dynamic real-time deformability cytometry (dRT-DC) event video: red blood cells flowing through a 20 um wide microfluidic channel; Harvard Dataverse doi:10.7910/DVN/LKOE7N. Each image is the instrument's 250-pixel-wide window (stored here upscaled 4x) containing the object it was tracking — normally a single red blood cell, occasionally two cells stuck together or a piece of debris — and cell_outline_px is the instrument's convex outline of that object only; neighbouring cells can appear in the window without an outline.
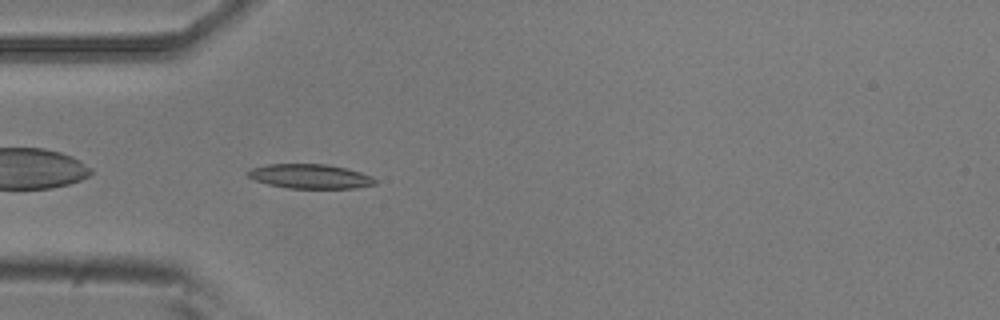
{"species": "common noctule bat (a hibernating species)", "species_latin": "Nyctalus noctula", "temperature_condition": "room temperature", "stored_images_in_passage": 40, "camera_frame_rate_fps": 3000, "um_per_image_px": 0.085, "animal": {"sex": "male", "body_mass_g": 20.5, "forearm_length_mm": 52.5}, "frame": {"image": 1, "passage_image": 2, "time_ms": 0.333, "image_size_px": [1000, 320], "cell_outline_px": [[376, 184], [356, 188], [288, 188], [268, 184], [256, 180], [248, 176], [244, 172], [252, 168], [268, 164], [324, 164], [348, 168], [372, 176], [376, 180]], "centroid_in_image_um": [26.37, 14.98], "position_along_channel_um": 58.6, "area_um2": 18.09}}
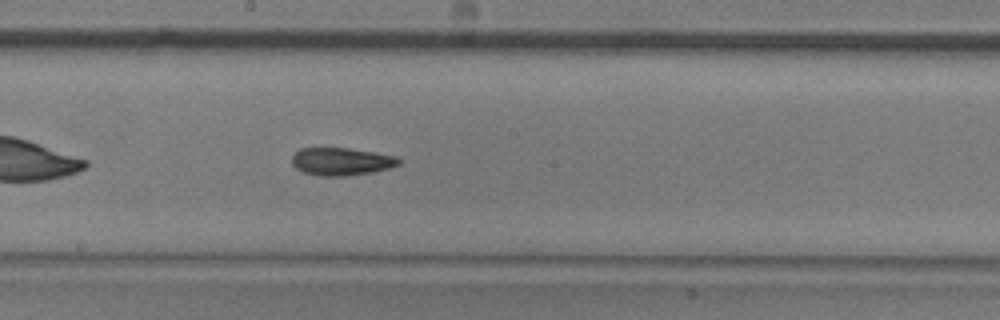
{"frame": {"image": 2, "passage_image": 15, "time_ms": 4.667, "image_size_px": [1000, 320], "cell_outline_px": [[400, 164], [388, 168], [372, 172], [344, 176], [320, 176], [304, 172], [296, 168], [292, 164], [292, 156], [300, 148], [348, 148], [396, 156], [400, 160]], "centroid_in_image_um": [28.99, 13.73], "position_along_channel_um": 219.2, "area_um2": 17.11}}
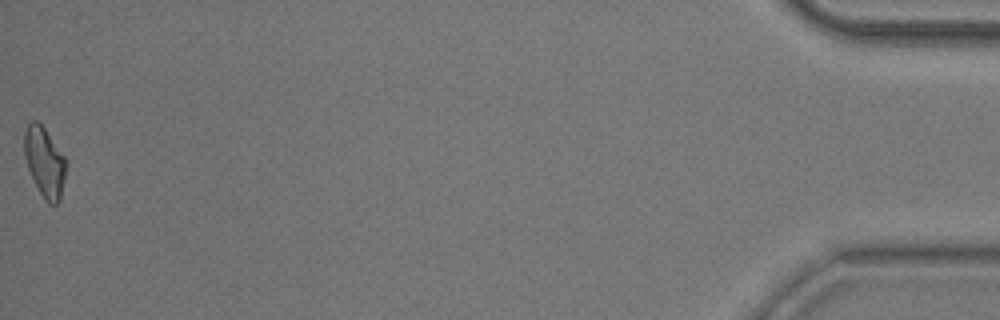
{"frame": {"image": 3, "passage_image": 40, "time_ms": 13.0, "image_size_px": [1000, 320], "cell_outline_px": [[68, 160], [60, 200], [56, 204], [48, 204], [40, 192], [28, 168], [24, 156], [24, 132], [28, 124], [32, 120], [36, 120], [44, 128]], "centroid_in_image_um": [3.81, 13.76], "position_along_channel_um": 431.4, "area_um2": 16.94}, "authors_computed_cell_mechanics": {"area_um2": 17.0799, "velocity_mm_per_s": 3.7537, "shape_relaxation_time_tau1_ms": 5.7045, "shape_relaxation_time_tau2_ms": 3.471, "deformation_change_tau1": 0.1447, "deformation_change_tau2": 0.1074}}